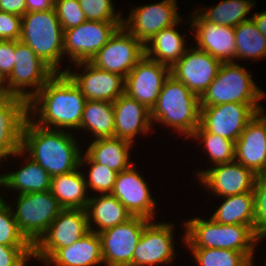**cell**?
<instances>
[{
	"mask_svg": "<svg viewBox=\"0 0 266 266\" xmlns=\"http://www.w3.org/2000/svg\"><path fill=\"white\" fill-rule=\"evenodd\" d=\"M86 101L66 73H55L28 101V113L35 124L44 128L62 131L65 128L79 129ZM36 115H39L38 120H35Z\"/></svg>",
	"mask_w": 266,
	"mask_h": 266,
	"instance_id": "6da1fadb",
	"label": "cell"
},
{
	"mask_svg": "<svg viewBox=\"0 0 266 266\" xmlns=\"http://www.w3.org/2000/svg\"><path fill=\"white\" fill-rule=\"evenodd\" d=\"M69 133L41 127L28 117L22 132L21 150L51 177L73 172L80 167L82 150L73 133Z\"/></svg>",
	"mask_w": 266,
	"mask_h": 266,
	"instance_id": "7a4b0ae2",
	"label": "cell"
},
{
	"mask_svg": "<svg viewBox=\"0 0 266 266\" xmlns=\"http://www.w3.org/2000/svg\"><path fill=\"white\" fill-rule=\"evenodd\" d=\"M183 243L188 248H218L242 252L251 262L255 244L266 236H258L249 225H226L209 220L192 218L184 222ZM255 243V244H254Z\"/></svg>",
	"mask_w": 266,
	"mask_h": 266,
	"instance_id": "3957f363",
	"label": "cell"
},
{
	"mask_svg": "<svg viewBox=\"0 0 266 266\" xmlns=\"http://www.w3.org/2000/svg\"><path fill=\"white\" fill-rule=\"evenodd\" d=\"M200 115V97L170 74L151 110L152 122L172 127L188 139L200 125Z\"/></svg>",
	"mask_w": 266,
	"mask_h": 266,
	"instance_id": "277c9868",
	"label": "cell"
},
{
	"mask_svg": "<svg viewBox=\"0 0 266 266\" xmlns=\"http://www.w3.org/2000/svg\"><path fill=\"white\" fill-rule=\"evenodd\" d=\"M20 40L29 46L38 57L56 73L63 59L64 30L55 8L49 11L29 12L22 16Z\"/></svg>",
	"mask_w": 266,
	"mask_h": 266,
	"instance_id": "5b68a950",
	"label": "cell"
},
{
	"mask_svg": "<svg viewBox=\"0 0 266 266\" xmlns=\"http://www.w3.org/2000/svg\"><path fill=\"white\" fill-rule=\"evenodd\" d=\"M265 94L246 68L233 62H222L215 79L200 97V107L223 103H259Z\"/></svg>",
	"mask_w": 266,
	"mask_h": 266,
	"instance_id": "8992f818",
	"label": "cell"
},
{
	"mask_svg": "<svg viewBox=\"0 0 266 266\" xmlns=\"http://www.w3.org/2000/svg\"><path fill=\"white\" fill-rule=\"evenodd\" d=\"M16 211L11 206L20 232L34 245L63 209L50 190L17 196Z\"/></svg>",
	"mask_w": 266,
	"mask_h": 266,
	"instance_id": "52a82bcc",
	"label": "cell"
},
{
	"mask_svg": "<svg viewBox=\"0 0 266 266\" xmlns=\"http://www.w3.org/2000/svg\"><path fill=\"white\" fill-rule=\"evenodd\" d=\"M14 64L12 72L5 80L6 90L10 96L21 97L27 101L56 73L21 40L15 41ZM25 87H31L32 91L25 90Z\"/></svg>",
	"mask_w": 266,
	"mask_h": 266,
	"instance_id": "ba28073f",
	"label": "cell"
},
{
	"mask_svg": "<svg viewBox=\"0 0 266 266\" xmlns=\"http://www.w3.org/2000/svg\"><path fill=\"white\" fill-rule=\"evenodd\" d=\"M89 231L84 209H62L33 245V257L45 264L58 249L72 245Z\"/></svg>",
	"mask_w": 266,
	"mask_h": 266,
	"instance_id": "9c48e42d",
	"label": "cell"
},
{
	"mask_svg": "<svg viewBox=\"0 0 266 266\" xmlns=\"http://www.w3.org/2000/svg\"><path fill=\"white\" fill-rule=\"evenodd\" d=\"M144 56L145 45L124 26H120L90 63L126 77Z\"/></svg>",
	"mask_w": 266,
	"mask_h": 266,
	"instance_id": "30bf717a",
	"label": "cell"
},
{
	"mask_svg": "<svg viewBox=\"0 0 266 266\" xmlns=\"http://www.w3.org/2000/svg\"><path fill=\"white\" fill-rule=\"evenodd\" d=\"M120 26L123 22L86 20L77 27L64 30V55L68 54L72 64L90 62Z\"/></svg>",
	"mask_w": 266,
	"mask_h": 266,
	"instance_id": "8fae6325",
	"label": "cell"
},
{
	"mask_svg": "<svg viewBox=\"0 0 266 266\" xmlns=\"http://www.w3.org/2000/svg\"><path fill=\"white\" fill-rule=\"evenodd\" d=\"M149 219L129 220L99 233L104 266H132L133 254Z\"/></svg>",
	"mask_w": 266,
	"mask_h": 266,
	"instance_id": "7c38bea8",
	"label": "cell"
},
{
	"mask_svg": "<svg viewBox=\"0 0 266 266\" xmlns=\"http://www.w3.org/2000/svg\"><path fill=\"white\" fill-rule=\"evenodd\" d=\"M261 106L259 103H223L201 107L200 125L207 132L235 142Z\"/></svg>",
	"mask_w": 266,
	"mask_h": 266,
	"instance_id": "4fadbf2b",
	"label": "cell"
},
{
	"mask_svg": "<svg viewBox=\"0 0 266 266\" xmlns=\"http://www.w3.org/2000/svg\"><path fill=\"white\" fill-rule=\"evenodd\" d=\"M176 0H162L159 3L135 6L123 26L144 45L162 29L176 24L180 19Z\"/></svg>",
	"mask_w": 266,
	"mask_h": 266,
	"instance_id": "5bb4252c",
	"label": "cell"
},
{
	"mask_svg": "<svg viewBox=\"0 0 266 266\" xmlns=\"http://www.w3.org/2000/svg\"><path fill=\"white\" fill-rule=\"evenodd\" d=\"M170 74L169 66L145 55L125 77V94L151 111Z\"/></svg>",
	"mask_w": 266,
	"mask_h": 266,
	"instance_id": "9a60e30c",
	"label": "cell"
},
{
	"mask_svg": "<svg viewBox=\"0 0 266 266\" xmlns=\"http://www.w3.org/2000/svg\"><path fill=\"white\" fill-rule=\"evenodd\" d=\"M172 223L154 221L143 230L133 254L132 266L169 264L175 258Z\"/></svg>",
	"mask_w": 266,
	"mask_h": 266,
	"instance_id": "2e32d148",
	"label": "cell"
},
{
	"mask_svg": "<svg viewBox=\"0 0 266 266\" xmlns=\"http://www.w3.org/2000/svg\"><path fill=\"white\" fill-rule=\"evenodd\" d=\"M170 68L171 75L201 97L217 76L222 62L193 46Z\"/></svg>",
	"mask_w": 266,
	"mask_h": 266,
	"instance_id": "e0dca14e",
	"label": "cell"
},
{
	"mask_svg": "<svg viewBox=\"0 0 266 266\" xmlns=\"http://www.w3.org/2000/svg\"><path fill=\"white\" fill-rule=\"evenodd\" d=\"M197 172L200 184L220 198L254 190L256 174L235 160Z\"/></svg>",
	"mask_w": 266,
	"mask_h": 266,
	"instance_id": "ac0fdd59",
	"label": "cell"
},
{
	"mask_svg": "<svg viewBox=\"0 0 266 266\" xmlns=\"http://www.w3.org/2000/svg\"><path fill=\"white\" fill-rule=\"evenodd\" d=\"M74 66L84 67L82 74L63 70L78 86L87 100L114 102L125 93V77L95 67L90 62L75 63Z\"/></svg>",
	"mask_w": 266,
	"mask_h": 266,
	"instance_id": "d6986e66",
	"label": "cell"
},
{
	"mask_svg": "<svg viewBox=\"0 0 266 266\" xmlns=\"http://www.w3.org/2000/svg\"><path fill=\"white\" fill-rule=\"evenodd\" d=\"M132 165L127 170L117 174L112 192L110 193L136 217H143L152 221L156 203L149 191L147 181Z\"/></svg>",
	"mask_w": 266,
	"mask_h": 266,
	"instance_id": "ffe728a7",
	"label": "cell"
},
{
	"mask_svg": "<svg viewBox=\"0 0 266 266\" xmlns=\"http://www.w3.org/2000/svg\"><path fill=\"white\" fill-rule=\"evenodd\" d=\"M28 113V101L10 96L0 100V158L22 156V132Z\"/></svg>",
	"mask_w": 266,
	"mask_h": 266,
	"instance_id": "44dd1931",
	"label": "cell"
},
{
	"mask_svg": "<svg viewBox=\"0 0 266 266\" xmlns=\"http://www.w3.org/2000/svg\"><path fill=\"white\" fill-rule=\"evenodd\" d=\"M192 16V31L195 28L196 48L209 53L221 62H233L236 58L235 30L231 26L217 25L206 21L198 10Z\"/></svg>",
	"mask_w": 266,
	"mask_h": 266,
	"instance_id": "7402d4cb",
	"label": "cell"
},
{
	"mask_svg": "<svg viewBox=\"0 0 266 266\" xmlns=\"http://www.w3.org/2000/svg\"><path fill=\"white\" fill-rule=\"evenodd\" d=\"M234 160L256 175L266 173V124L257 113L235 141Z\"/></svg>",
	"mask_w": 266,
	"mask_h": 266,
	"instance_id": "603a6c76",
	"label": "cell"
},
{
	"mask_svg": "<svg viewBox=\"0 0 266 266\" xmlns=\"http://www.w3.org/2000/svg\"><path fill=\"white\" fill-rule=\"evenodd\" d=\"M115 128L114 137L133 143L137 134L149 133L151 111L125 93L113 102Z\"/></svg>",
	"mask_w": 266,
	"mask_h": 266,
	"instance_id": "cb8c5ba5",
	"label": "cell"
},
{
	"mask_svg": "<svg viewBox=\"0 0 266 266\" xmlns=\"http://www.w3.org/2000/svg\"><path fill=\"white\" fill-rule=\"evenodd\" d=\"M54 266H94L103 263L99 233L89 231L70 246L58 249L46 262Z\"/></svg>",
	"mask_w": 266,
	"mask_h": 266,
	"instance_id": "d4e9b609",
	"label": "cell"
},
{
	"mask_svg": "<svg viewBox=\"0 0 266 266\" xmlns=\"http://www.w3.org/2000/svg\"><path fill=\"white\" fill-rule=\"evenodd\" d=\"M88 226L91 231L100 233L126 222L132 215L111 194L90 197L85 208ZM92 223L97 229H94ZM97 225V226H96Z\"/></svg>",
	"mask_w": 266,
	"mask_h": 266,
	"instance_id": "484cf974",
	"label": "cell"
},
{
	"mask_svg": "<svg viewBox=\"0 0 266 266\" xmlns=\"http://www.w3.org/2000/svg\"><path fill=\"white\" fill-rule=\"evenodd\" d=\"M84 173L73 172L51 177L50 191L63 209H84L90 199L86 194L87 185Z\"/></svg>",
	"mask_w": 266,
	"mask_h": 266,
	"instance_id": "4316f807",
	"label": "cell"
},
{
	"mask_svg": "<svg viewBox=\"0 0 266 266\" xmlns=\"http://www.w3.org/2000/svg\"><path fill=\"white\" fill-rule=\"evenodd\" d=\"M132 143L116 138L95 139L89 144L86 154L96 163L120 173L132 166L130 147Z\"/></svg>",
	"mask_w": 266,
	"mask_h": 266,
	"instance_id": "83f0119b",
	"label": "cell"
},
{
	"mask_svg": "<svg viewBox=\"0 0 266 266\" xmlns=\"http://www.w3.org/2000/svg\"><path fill=\"white\" fill-rule=\"evenodd\" d=\"M179 22L181 19L173 26L162 29L145 44V55L148 58L171 68L185 54V37L175 28Z\"/></svg>",
	"mask_w": 266,
	"mask_h": 266,
	"instance_id": "f1b7e54d",
	"label": "cell"
},
{
	"mask_svg": "<svg viewBox=\"0 0 266 266\" xmlns=\"http://www.w3.org/2000/svg\"><path fill=\"white\" fill-rule=\"evenodd\" d=\"M25 166L2 175V186L16 190L19 194L50 190L51 176L30 157Z\"/></svg>",
	"mask_w": 266,
	"mask_h": 266,
	"instance_id": "f546056e",
	"label": "cell"
},
{
	"mask_svg": "<svg viewBox=\"0 0 266 266\" xmlns=\"http://www.w3.org/2000/svg\"><path fill=\"white\" fill-rule=\"evenodd\" d=\"M224 202L210 217L216 223L249 225L254 228V193L224 196Z\"/></svg>",
	"mask_w": 266,
	"mask_h": 266,
	"instance_id": "4dcf8cb0",
	"label": "cell"
},
{
	"mask_svg": "<svg viewBox=\"0 0 266 266\" xmlns=\"http://www.w3.org/2000/svg\"><path fill=\"white\" fill-rule=\"evenodd\" d=\"M114 128L113 102L87 100L79 129L91 132L95 140L114 137Z\"/></svg>",
	"mask_w": 266,
	"mask_h": 266,
	"instance_id": "1f68e13d",
	"label": "cell"
},
{
	"mask_svg": "<svg viewBox=\"0 0 266 266\" xmlns=\"http://www.w3.org/2000/svg\"><path fill=\"white\" fill-rule=\"evenodd\" d=\"M254 5V0H223L213 8L206 7L199 14L208 22L235 27L250 19L246 15L255 7Z\"/></svg>",
	"mask_w": 266,
	"mask_h": 266,
	"instance_id": "d6a6232c",
	"label": "cell"
},
{
	"mask_svg": "<svg viewBox=\"0 0 266 266\" xmlns=\"http://www.w3.org/2000/svg\"><path fill=\"white\" fill-rule=\"evenodd\" d=\"M236 59L251 60L266 57V37L258 30L253 19L243 21L234 27Z\"/></svg>",
	"mask_w": 266,
	"mask_h": 266,
	"instance_id": "836d02e7",
	"label": "cell"
},
{
	"mask_svg": "<svg viewBox=\"0 0 266 266\" xmlns=\"http://www.w3.org/2000/svg\"><path fill=\"white\" fill-rule=\"evenodd\" d=\"M192 139L201 141L213 165L232 162L235 159V142L220 135L207 132L201 125L193 132ZM200 139V140H199Z\"/></svg>",
	"mask_w": 266,
	"mask_h": 266,
	"instance_id": "e575fe53",
	"label": "cell"
},
{
	"mask_svg": "<svg viewBox=\"0 0 266 266\" xmlns=\"http://www.w3.org/2000/svg\"><path fill=\"white\" fill-rule=\"evenodd\" d=\"M198 266H253L242 253L218 248H190Z\"/></svg>",
	"mask_w": 266,
	"mask_h": 266,
	"instance_id": "d590c367",
	"label": "cell"
},
{
	"mask_svg": "<svg viewBox=\"0 0 266 266\" xmlns=\"http://www.w3.org/2000/svg\"><path fill=\"white\" fill-rule=\"evenodd\" d=\"M90 164L89 175L85 182L88 187L99 194H110L113 190L114 183L118 172L102 164L94 162L87 154L80 157V167L84 164Z\"/></svg>",
	"mask_w": 266,
	"mask_h": 266,
	"instance_id": "8d00e7d4",
	"label": "cell"
},
{
	"mask_svg": "<svg viewBox=\"0 0 266 266\" xmlns=\"http://www.w3.org/2000/svg\"><path fill=\"white\" fill-rule=\"evenodd\" d=\"M0 244L7 246H33L20 232L11 209L0 196Z\"/></svg>",
	"mask_w": 266,
	"mask_h": 266,
	"instance_id": "74e56055",
	"label": "cell"
},
{
	"mask_svg": "<svg viewBox=\"0 0 266 266\" xmlns=\"http://www.w3.org/2000/svg\"><path fill=\"white\" fill-rule=\"evenodd\" d=\"M87 20L101 22H123L121 13L115 12L112 0H79Z\"/></svg>",
	"mask_w": 266,
	"mask_h": 266,
	"instance_id": "f35d334b",
	"label": "cell"
},
{
	"mask_svg": "<svg viewBox=\"0 0 266 266\" xmlns=\"http://www.w3.org/2000/svg\"><path fill=\"white\" fill-rule=\"evenodd\" d=\"M254 228L260 237L266 236V173L257 174L254 182Z\"/></svg>",
	"mask_w": 266,
	"mask_h": 266,
	"instance_id": "ab89813d",
	"label": "cell"
},
{
	"mask_svg": "<svg viewBox=\"0 0 266 266\" xmlns=\"http://www.w3.org/2000/svg\"><path fill=\"white\" fill-rule=\"evenodd\" d=\"M54 8L63 30L77 27L87 20L79 0H55Z\"/></svg>",
	"mask_w": 266,
	"mask_h": 266,
	"instance_id": "60d3db41",
	"label": "cell"
},
{
	"mask_svg": "<svg viewBox=\"0 0 266 266\" xmlns=\"http://www.w3.org/2000/svg\"><path fill=\"white\" fill-rule=\"evenodd\" d=\"M33 257V246H7L0 244V266H26Z\"/></svg>",
	"mask_w": 266,
	"mask_h": 266,
	"instance_id": "b9f144b4",
	"label": "cell"
},
{
	"mask_svg": "<svg viewBox=\"0 0 266 266\" xmlns=\"http://www.w3.org/2000/svg\"><path fill=\"white\" fill-rule=\"evenodd\" d=\"M22 16L0 11V40H20Z\"/></svg>",
	"mask_w": 266,
	"mask_h": 266,
	"instance_id": "7bdbcfd3",
	"label": "cell"
},
{
	"mask_svg": "<svg viewBox=\"0 0 266 266\" xmlns=\"http://www.w3.org/2000/svg\"><path fill=\"white\" fill-rule=\"evenodd\" d=\"M15 41L0 40V76L5 81L14 68Z\"/></svg>",
	"mask_w": 266,
	"mask_h": 266,
	"instance_id": "ee69618b",
	"label": "cell"
},
{
	"mask_svg": "<svg viewBox=\"0 0 266 266\" xmlns=\"http://www.w3.org/2000/svg\"><path fill=\"white\" fill-rule=\"evenodd\" d=\"M0 11L23 16L27 13L26 0H0Z\"/></svg>",
	"mask_w": 266,
	"mask_h": 266,
	"instance_id": "f6af8a7d",
	"label": "cell"
},
{
	"mask_svg": "<svg viewBox=\"0 0 266 266\" xmlns=\"http://www.w3.org/2000/svg\"><path fill=\"white\" fill-rule=\"evenodd\" d=\"M55 0H26L27 13L53 10Z\"/></svg>",
	"mask_w": 266,
	"mask_h": 266,
	"instance_id": "bcb514c9",
	"label": "cell"
},
{
	"mask_svg": "<svg viewBox=\"0 0 266 266\" xmlns=\"http://www.w3.org/2000/svg\"><path fill=\"white\" fill-rule=\"evenodd\" d=\"M258 30L266 37V11L264 10L261 13L255 12L251 16Z\"/></svg>",
	"mask_w": 266,
	"mask_h": 266,
	"instance_id": "7dc6e473",
	"label": "cell"
},
{
	"mask_svg": "<svg viewBox=\"0 0 266 266\" xmlns=\"http://www.w3.org/2000/svg\"><path fill=\"white\" fill-rule=\"evenodd\" d=\"M10 94L6 90L5 81L0 76V100L9 98Z\"/></svg>",
	"mask_w": 266,
	"mask_h": 266,
	"instance_id": "c3c4849f",
	"label": "cell"
},
{
	"mask_svg": "<svg viewBox=\"0 0 266 266\" xmlns=\"http://www.w3.org/2000/svg\"><path fill=\"white\" fill-rule=\"evenodd\" d=\"M257 114L265 121L266 124V113H264L262 106L258 109Z\"/></svg>",
	"mask_w": 266,
	"mask_h": 266,
	"instance_id": "681fc988",
	"label": "cell"
},
{
	"mask_svg": "<svg viewBox=\"0 0 266 266\" xmlns=\"http://www.w3.org/2000/svg\"><path fill=\"white\" fill-rule=\"evenodd\" d=\"M1 182H2V175H0V187L2 188V183Z\"/></svg>",
	"mask_w": 266,
	"mask_h": 266,
	"instance_id": "f907efd6",
	"label": "cell"
}]
</instances>
